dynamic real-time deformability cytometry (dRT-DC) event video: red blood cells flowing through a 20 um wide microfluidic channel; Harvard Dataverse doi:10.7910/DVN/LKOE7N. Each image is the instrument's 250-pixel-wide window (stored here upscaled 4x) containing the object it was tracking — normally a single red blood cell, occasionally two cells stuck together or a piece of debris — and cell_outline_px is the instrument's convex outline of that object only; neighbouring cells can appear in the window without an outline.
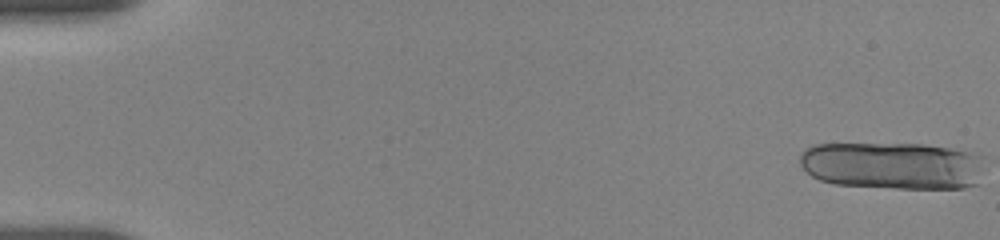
{"species": "human", "species_latin": "Homo sapiens", "temperature_condition": "room temperature", "stored_images_in_passage": 16, "camera_frame_rate_fps": 3000, "um_per_image_px": 0.085, "donor": {"sex": "female"}, "frame": {"image": 1, "passage_image": 1, "time_ms": 0.0, "image_size_px": [1000, 240], "cell_outline_px": [[984, 156], [980, 184], [964, 188], [896, 188], [836, 184], [820, 180], [812, 176], [800, 164], [800, 156], [812, 144], [924, 144], [976, 152]], "centroid_in_image_um": [75.96, 14.07], "position_along_channel_um": 9.0, "area_um2": 51.44}}
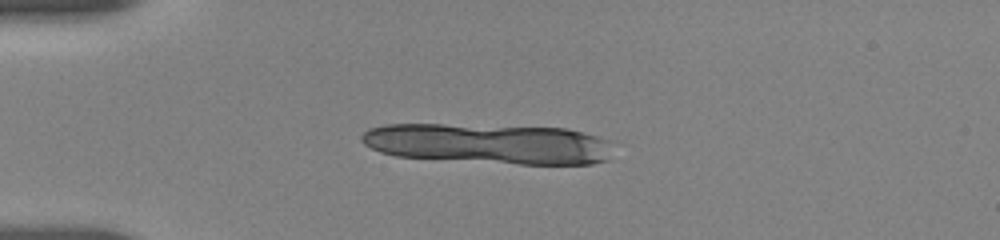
{"frame": {"image": 2, "passage_image": 12, "time_ms": 4.333, "image_size_px": [1000, 240], "cell_outline_px": [[608, 160], [592, 164], [520, 164], [396, 156], [380, 152], [364, 144], [360, 140], [360, 136], [368, 128], [384, 124], [440, 124], [564, 128], [584, 132], [608, 140]], "centroid_in_image_um": [41.48, 12.21], "position_along_channel_um": 43.5, "area_um2": 58.78}}